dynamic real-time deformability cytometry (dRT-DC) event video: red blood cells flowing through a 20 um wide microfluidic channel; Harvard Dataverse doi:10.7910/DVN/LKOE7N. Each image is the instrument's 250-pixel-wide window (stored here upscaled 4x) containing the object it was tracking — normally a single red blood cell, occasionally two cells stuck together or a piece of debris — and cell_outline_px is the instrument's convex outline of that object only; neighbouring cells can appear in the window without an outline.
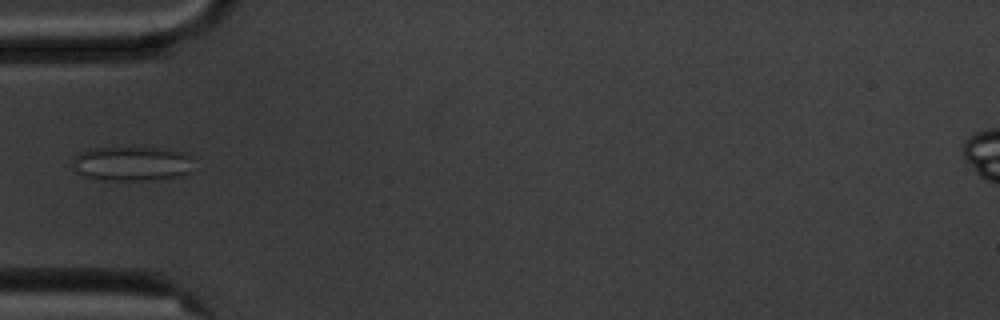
{"species": "common noctule bat (a hibernating species)", "species_latin": "Nyctalus noctula", "temperature_condition": "cold", "stored_images_in_passage": 11, "camera_frame_rate_fps": 3000, "um_per_image_px": 0.085, "animal": {"sex": "male", "body_mass_g": 20.1, "forearm_length_mm": 53.5}, "frame": {"image": 1, "passage_image": 1, "time_ms": 0.0, "image_size_px": [1000, 320], "cell_outline_px": [[188, 172], [180, 176], [148, 180], [104, 180], [88, 176], [76, 172], [72, 164], [72, 160], [80, 152], [88, 148], [156, 148], [184, 152], [188, 156]], "centroid_in_image_um": [11.12, 13.91], "position_along_channel_um": 73.9, "area_um2": 23.76}}
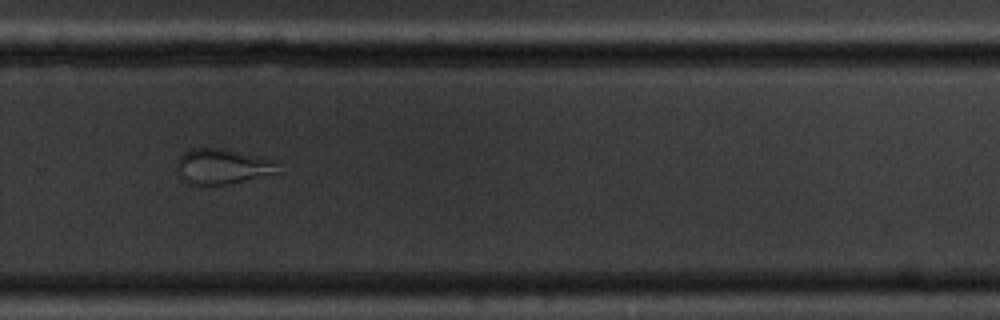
{"frame": {"image": 2, "passage_image": 7, "time_ms": 6.667, "image_size_px": [1000, 320], "cell_outline_px": [[280, 172], [228, 184], [188, 184], [180, 168], [180, 156], [184, 152], [192, 148], [224, 148], [264, 156], [280, 160]], "centroid_in_image_um": [19.09, 14.11], "position_along_channel_um": 310.7, "area_um2": 20.69}}
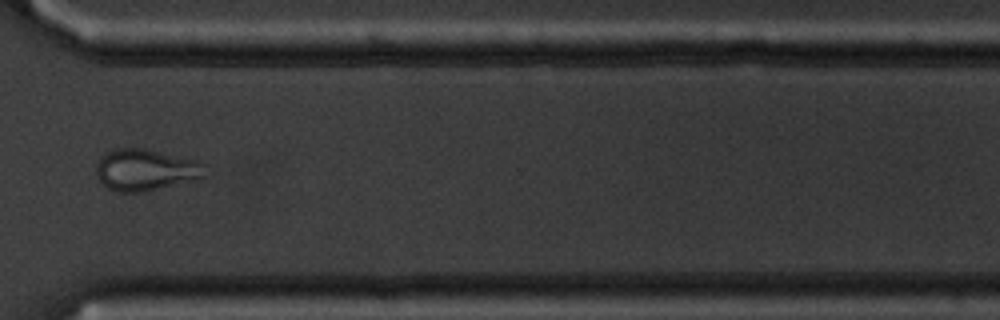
{"frame": {"image": 3, "passage_image": 8, "time_ms": 8.0, "image_size_px": [1000, 320], "cell_outline_px": [[208, 176], [144, 192], [120, 192], [108, 188], [96, 176], [96, 164], [100, 156], [116, 148], [144, 148], [196, 160], [204, 164]], "centroid_in_image_um": [12.37, 14.43], "position_along_channel_um": 358.2, "area_um2": 26.36}}